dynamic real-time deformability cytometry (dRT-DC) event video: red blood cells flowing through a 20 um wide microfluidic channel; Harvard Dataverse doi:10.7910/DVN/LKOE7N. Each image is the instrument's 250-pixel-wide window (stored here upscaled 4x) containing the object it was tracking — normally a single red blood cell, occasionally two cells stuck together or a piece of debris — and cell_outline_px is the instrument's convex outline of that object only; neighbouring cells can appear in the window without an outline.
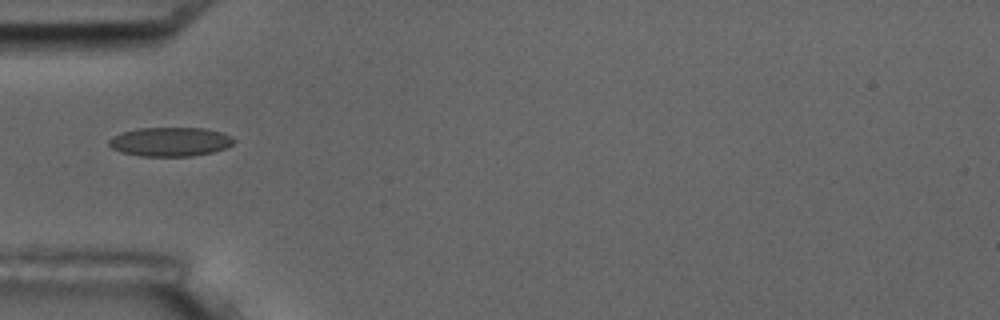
{"species": "common noctule bat (a hibernating species)", "species_latin": "Nyctalus noctula", "temperature_condition": "room temperature", "stored_images_in_passage": 8, "camera_frame_rate_fps": 3000, "um_per_image_px": 0.085, "animal": {"sex": "male", "body_mass_g": 17.5, "forearm_length_mm": 52.3}, "frame": {"image": 1, "passage_image": 6, "time_ms": 5.667, "image_size_px": [1000, 320], "cell_outline_px": [[236, 140], [228, 148], [212, 152], [192, 156], [140, 156], [120, 152], [112, 148], [108, 144], [108, 140], [112, 136], [136, 128], [204, 128], [220, 132], [232, 136]], "centroid_in_image_um": [14.47, 12.05], "position_along_channel_um": 70.5, "area_um2": 21.27}}